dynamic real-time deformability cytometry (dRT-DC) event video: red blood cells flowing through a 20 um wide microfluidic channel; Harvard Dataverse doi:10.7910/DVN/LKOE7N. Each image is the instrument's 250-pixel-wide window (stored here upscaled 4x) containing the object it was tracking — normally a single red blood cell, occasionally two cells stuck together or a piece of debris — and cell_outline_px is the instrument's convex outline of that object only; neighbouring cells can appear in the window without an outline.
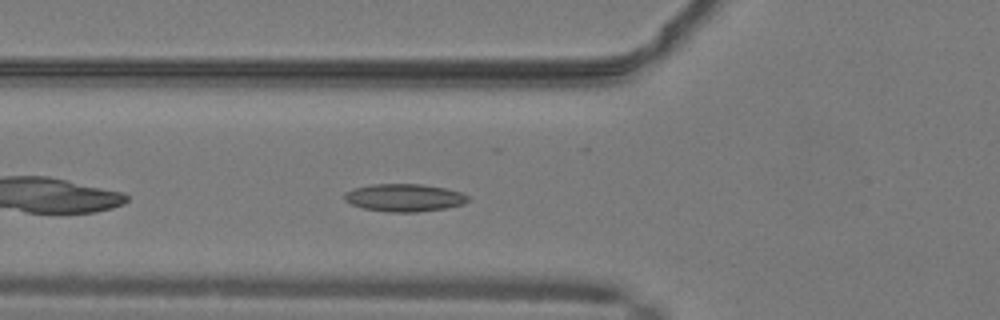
{"species": "common noctule bat (a hibernating species)", "species_latin": "Nyctalus noctula", "temperature_condition": "warm", "stored_images_in_passage": 38, "camera_frame_rate_fps": 3000, "um_per_image_px": 0.085, "animal": {"sex": "male", "body_mass_g": 19.2, "forearm_length_mm": 51.8}, "frame": {"image": 1, "passage_image": 5, "time_ms": 1.333, "image_size_px": [1000, 320], "cell_outline_px": [[468, 200], [464, 204], [444, 208], [416, 212], [388, 212], [364, 208], [352, 204], [344, 200], [344, 192], [352, 188], [372, 184], [420, 184], [444, 188], [460, 192], [468, 196]], "centroid_in_image_um": [34.32, 16.8], "position_along_channel_um": 91.5, "area_um2": 19.83}}
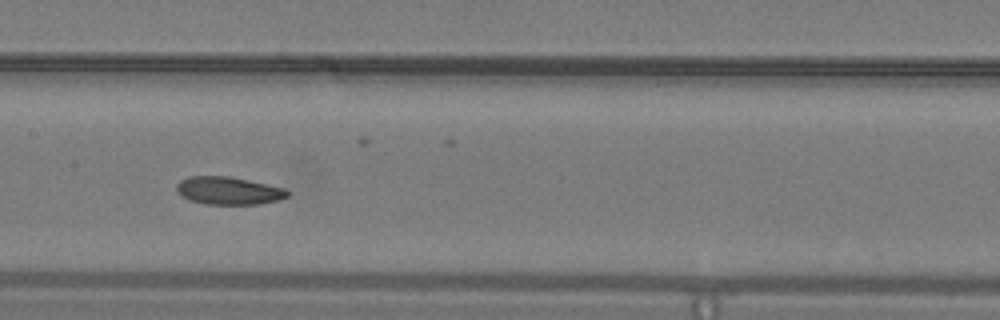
{"frame": {"image": 2, "passage_image": 12, "time_ms": 3.667, "image_size_px": [1000, 320], "cell_outline_px": [[288, 196], [280, 200], [260, 204], [204, 204], [188, 200], [180, 196], [176, 188], [176, 184], [180, 180], [188, 176], [228, 176], [248, 180], [284, 188], [288, 192]], "centroid_in_image_um": [19.38, 16.21], "position_along_channel_um": 188.0, "area_um2": 18.03}}
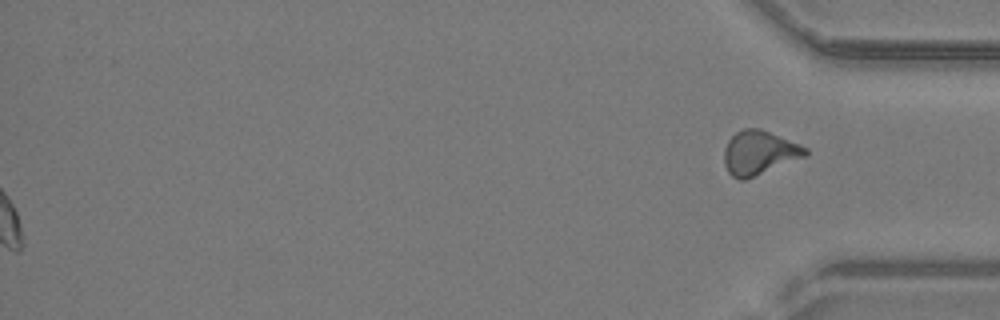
{"frame": {"image": 3, "passage_image": 38, "time_ms": 12.333, "image_size_px": [1000, 320], "cell_outline_px": [[808, 152], [804, 156], [744, 180], [740, 180], [732, 176], [728, 172], [724, 164], [724, 148], [728, 140], [736, 132], [744, 128], [760, 128], [800, 144], [808, 148]], "centroid_in_image_um": [64.49, 12.96], "position_along_channel_um": 370.7, "area_um2": 20.58}, "authors_computed_cell_mechanics": {"area_um2": 18.4093, "velocity_mm_per_s": 4.1111, "shape_relaxation_time_tau1_ms": 8.1582, "shape_relaxation_time_tau2_ms": 3.2246, "deformation_change_tau1": 0.1582, "deformation_change_tau2": 0.0839}}